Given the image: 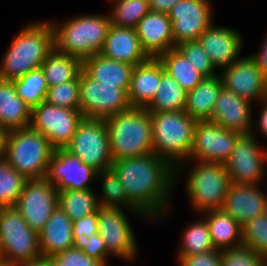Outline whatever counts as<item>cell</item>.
<instances>
[{
  "mask_svg": "<svg viewBox=\"0 0 267 266\" xmlns=\"http://www.w3.org/2000/svg\"><path fill=\"white\" fill-rule=\"evenodd\" d=\"M110 169L124 187L127 199L149 221L167 216L176 184L175 169L166 160L152 152L115 160Z\"/></svg>",
  "mask_w": 267,
  "mask_h": 266,
  "instance_id": "cell-1",
  "label": "cell"
},
{
  "mask_svg": "<svg viewBox=\"0 0 267 266\" xmlns=\"http://www.w3.org/2000/svg\"><path fill=\"white\" fill-rule=\"evenodd\" d=\"M54 49V31L50 21H33L20 29L3 55L0 79L12 81L41 68Z\"/></svg>",
  "mask_w": 267,
  "mask_h": 266,
  "instance_id": "cell-2",
  "label": "cell"
},
{
  "mask_svg": "<svg viewBox=\"0 0 267 266\" xmlns=\"http://www.w3.org/2000/svg\"><path fill=\"white\" fill-rule=\"evenodd\" d=\"M152 122L153 153L166 160L175 169V184L178 175L187 165L193 145L197 120L185 111L149 112Z\"/></svg>",
  "mask_w": 267,
  "mask_h": 266,
  "instance_id": "cell-3",
  "label": "cell"
},
{
  "mask_svg": "<svg viewBox=\"0 0 267 266\" xmlns=\"http://www.w3.org/2000/svg\"><path fill=\"white\" fill-rule=\"evenodd\" d=\"M54 31V48L84 60L100 54L111 26L110 14H80L66 21H50Z\"/></svg>",
  "mask_w": 267,
  "mask_h": 266,
  "instance_id": "cell-4",
  "label": "cell"
},
{
  "mask_svg": "<svg viewBox=\"0 0 267 266\" xmlns=\"http://www.w3.org/2000/svg\"><path fill=\"white\" fill-rule=\"evenodd\" d=\"M113 161L153 152L152 122L145 108L131 109L105 119Z\"/></svg>",
  "mask_w": 267,
  "mask_h": 266,
  "instance_id": "cell-5",
  "label": "cell"
},
{
  "mask_svg": "<svg viewBox=\"0 0 267 266\" xmlns=\"http://www.w3.org/2000/svg\"><path fill=\"white\" fill-rule=\"evenodd\" d=\"M54 151L42 133L27 127L9 132L4 159L28 180L44 179Z\"/></svg>",
  "mask_w": 267,
  "mask_h": 266,
  "instance_id": "cell-6",
  "label": "cell"
},
{
  "mask_svg": "<svg viewBox=\"0 0 267 266\" xmlns=\"http://www.w3.org/2000/svg\"><path fill=\"white\" fill-rule=\"evenodd\" d=\"M186 177L185 192L198 213L221 209L232 184L225 164L194 161Z\"/></svg>",
  "mask_w": 267,
  "mask_h": 266,
  "instance_id": "cell-7",
  "label": "cell"
},
{
  "mask_svg": "<svg viewBox=\"0 0 267 266\" xmlns=\"http://www.w3.org/2000/svg\"><path fill=\"white\" fill-rule=\"evenodd\" d=\"M0 241L5 261L19 264L41 257L38 233L14 206L0 208Z\"/></svg>",
  "mask_w": 267,
  "mask_h": 266,
  "instance_id": "cell-8",
  "label": "cell"
},
{
  "mask_svg": "<svg viewBox=\"0 0 267 266\" xmlns=\"http://www.w3.org/2000/svg\"><path fill=\"white\" fill-rule=\"evenodd\" d=\"M65 149L98 173L111 168L113 159L104 119L83 118Z\"/></svg>",
  "mask_w": 267,
  "mask_h": 266,
  "instance_id": "cell-9",
  "label": "cell"
},
{
  "mask_svg": "<svg viewBox=\"0 0 267 266\" xmlns=\"http://www.w3.org/2000/svg\"><path fill=\"white\" fill-rule=\"evenodd\" d=\"M80 107L84 118L107 119L108 117L132 108L128 91L118 85L100 84L83 71L79 74Z\"/></svg>",
  "mask_w": 267,
  "mask_h": 266,
  "instance_id": "cell-10",
  "label": "cell"
},
{
  "mask_svg": "<svg viewBox=\"0 0 267 266\" xmlns=\"http://www.w3.org/2000/svg\"><path fill=\"white\" fill-rule=\"evenodd\" d=\"M254 132L238 136L225 163L232 183L255 185L264 182L267 148L259 145Z\"/></svg>",
  "mask_w": 267,
  "mask_h": 266,
  "instance_id": "cell-11",
  "label": "cell"
},
{
  "mask_svg": "<svg viewBox=\"0 0 267 266\" xmlns=\"http://www.w3.org/2000/svg\"><path fill=\"white\" fill-rule=\"evenodd\" d=\"M79 110L64 108L46 101L34 107L30 127L42 133L56 148H65L83 119Z\"/></svg>",
  "mask_w": 267,
  "mask_h": 266,
  "instance_id": "cell-12",
  "label": "cell"
},
{
  "mask_svg": "<svg viewBox=\"0 0 267 266\" xmlns=\"http://www.w3.org/2000/svg\"><path fill=\"white\" fill-rule=\"evenodd\" d=\"M239 135V132L222 128L210 120H197L187 161L225 164Z\"/></svg>",
  "mask_w": 267,
  "mask_h": 266,
  "instance_id": "cell-13",
  "label": "cell"
},
{
  "mask_svg": "<svg viewBox=\"0 0 267 266\" xmlns=\"http://www.w3.org/2000/svg\"><path fill=\"white\" fill-rule=\"evenodd\" d=\"M126 210L99 207L98 234L112 257L129 262L137 257L138 247Z\"/></svg>",
  "mask_w": 267,
  "mask_h": 266,
  "instance_id": "cell-14",
  "label": "cell"
},
{
  "mask_svg": "<svg viewBox=\"0 0 267 266\" xmlns=\"http://www.w3.org/2000/svg\"><path fill=\"white\" fill-rule=\"evenodd\" d=\"M57 206L58 191L44 178L28 180L14 207L30 228L39 233Z\"/></svg>",
  "mask_w": 267,
  "mask_h": 266,
  "instance_id": "cell-15",
  "label": "cell"
},
{
  "mask_svg": "<svg viewBox=\"0 0 267 266\" xmlns=\"http://www.w3.org/2000/svg\"><path fill=\"white\" fill-rule=\"evenodd\" d=\"M97 173L67 149L56 148L49 160L45 179L56 187L57 191H86L94 189L91 184L96 183Z\"/></svg>",
  "mask_w": 267,
  "mask_h": 266,
  "instance_id": "cell-16",
  "label": "cell"
},
{
  "mask_svg": "<svg viewBox=\"0 0 267 266\" xmlns=\"http://www.w3.org/2000/svg\"><path fill=\"white\" fill-rule=\"evenodd\" d=\"M213 9L209 0H181L168 12L172 21L174 46L198 40L213 23Z\"/></svg>",
  "mask_w": 267,
  "mask_h": 266,
  "instance_id": "cell-17",
  "label": "cell"
},
{
  "mask_svg": "<svg viewBox=\"0 0 267 266\" xmlns=\"http://www.w3.org/2000/svg\"><path fill=\"white\" fill-rule=\"evenodd\" d=\"M220 71L223 87L227 90L252 103L264 100L267 79L251 55L241 57Z\"/></svg>",
  "mask_w": 267,
  "mask_h": 266,
  "instance_id": "cell-18",
  "label": "cell"
},
{
  "mask_svg": "<svg viewBox=\"0 0 267 266\" xmlns=\"http://www.w3.org/2000/svg\"><path fill=\"white\" fill-rule=\"evenodd\" d=\"M198 41L217 70L240 59L244 45L242 34L238 30L215 26L213 23L200 35Z\"/></svg>",
  "mask_w": 267,
  "mask_h": 266,
  "instance_id": "cell-19",
  "label": "cell"
},
{
  "mask_svg": "<svg viewBox=\"0 0 267 266\" xmlns=\"http://www.w3.org/2000/svg\"><path fill=\"white\" fill-rule=\"evenodd\" d=\"M241 226L267 212V198L260 184L232 183L221 208Z\"/></svg>",
  "mask_w": 267,
  "mask_h": 266,
  "instance_id": "cell-20",
  "label": "cell"
},
{
  "mask_svg": "<svg viewBox=\"0 0 267 266\" xmlns=\"http://www.w3.org/2000/svg\"><path fill=\"white\" fill-rule=\"evenodd\" d=\"M253 103L222 87L210 121L240 134L253 132Z\"/></svg>",
  "mask_w": 267,
  "mask_h": 266,
  "instance_id": "cell-21",
  "label": "cell"
},
{
  "mask_svg": "<svg viewBox=\"0 0 267 266\" xmlns=\"http://www.w3.org/2000/svg\"><path fill=\"white\" fill-rule=\"evenodd\" d=\"M135 31L143 50L151 58L175 48L168 13L149 11L137 23Z\"/></svg>",
  "mask_w": 267,
  "mask_h": 266,
  "instance_id": "cell-22",
  "label": "cell"
},
{
  "mask_svg": "<svg viewBox=\"0 0 267 266\" xmlns=\"http://www.w3.org/2000/svg\"><path fill=\"white\" fill-rule=\"evenodd\" d=\"M100 54L108 59L136 66L150 57L143 50L135 28L111 24Z\"/></svg>",
  "mask_w": 267,
  "mask_h": 266,
  "instance_id": "cell-23",
  "label": "cell"
},
{
  "mask_svg": "<svg viewBox=\"0 0 267 266\" xmlns=\"http://www.w3.org/2000/svg\"><path fill=\"white\" fill-rule=\"evenodd\" d=\"M162 77V64L158 58H149L134 66L128 91L132 107L145 108L154 98Z\"/></svg>",
  "mask_w": 267,
  "mask_h": 266,
  "instance_id": "cell-24",
  "label": "cell"
},
{
  "mask_svg": "<svg viewBox=\"0 0 267 266\" xmlns=\"http://www.w3.org/2000/svg\"><path fill=\"white\" fill-rule=\"evenodd\" d=\"M73 225L71 219L58 205L45 226L38 233L41 256L54 257L73 247Z\"/></svg>",
  "mask_w": 267,
  "mask_h": 266,
  "instance_id": "cell-25",
  "label": "cell"
},
{
  "mask_svg": "<svg viewBox=\"0 0 267 266\" xmlns=\"http://www.w3.org/2000/svg\"><path fill=\"white\" fill-rule=\"evenodd\" d=\"M134 66L94 54L82 60V71L100 84L118 85L129 89Z\"/></svg>",
  "mask_w": 267,
  "mask_h": 266,
  "instance_id": "cell-26",
  "label": "cell"
},
{
  "mask_svg": "<svg viewBox=\"0 0 267 266\" xmlns=\"http://www.w3.org/2000/svg\"><path fill=\"white\" fill-rule=\"evenodd\" d=\"M31 112L12 82L0 79V125L9 131L30 127Z\"/></svg>",
  "mask_w": 267,
  "mask_h": 266,
  "instance_id": "cell-27",
  "label": "cell"
},
{
  "mask_svg": "<svg viewBox=\"0 0 267 266\" xmlns=\"http://www.w3.org/2000/svg\"><path fill=\"white\" fill-rule=\"evenodd\" d=\"M222 87L219 74L205 77L194 89L187 92L184 111L196 120H209Z\"/></svg>",
  "mask_w": 267,
  "mask_h": 266,
  "instance_id": "cell-28",
  "label": "cell"
},
{
  "mask_svg": "<svg viewBox=\"0 0 267 266\" xmlns=\"http://www.w3.org/2000/svg\"><path fill=\"white\" fill-rule=\"evenodd\" d=\"M201 215L207 222L215 249L224 250L243 244L242 226L222 209L209 210Z\"/></svg>",
  "mask_w": 267,
  "mask_h": 266,
  "instance_id": "cell-29",
  "label": "cell"
},
{
  "mask_svg": "<svg viewBox=\"0 0 267 266\" xmlns=\"http://www.w3.org/2000/svg\"><path fill=\"white\" fill-rule=\"evenodd\" d=\"M41 68L48 87H52L77 79L82 71V60L78 57L58 52L54 48L47 55Z\"/></svg>",
  "mask_w": 267,
  "mask_h": 266,
  "instance_id": "cell-30",
  "label": "cell"
},
{
  "mask_svg": "<svg viewBox=\"0 0 267 266\" xmlns=\"http://www.w3.org/2000/svg\"><path fill=\"white\" fill-rule=\"evenodd\" d=\"M187 92L162 66V77L152 101L145 107L148 112L184 111Z\"/></svg>",
  "mask_w": 267,
  "mask_h": 266,
  "instance_id": "cell-31",
  "label": "cell"
},
{
  "mask_svg": "<svg viewBox=\"0 0 267 266\" xmlns=\"http://www.w3.org/2000/svg\"><path fill=\"white\" fill-rule=\"evenodd\" d=\"M157 58L164 71L171 75L186 92L194 89L205 78L176 48L160 54Z\"/></svg>",
  "mask_w": 267,
  "mask_h": 266,
  "instance_id": "cell-32",
  "label": "cell"
},
{
  "mask_svg": "<svg viewBox=\"0 0 267 266\" xmlns=\"http://www.w3.org/2000/svg\"><path fill=\"white\" fill-rule=\"evenodd\" d=\"M98 179L102 189L101 197L97 198L100 207L128 208L129 213L132 211L136 216L149 220L127 199L124 187L111 169L97 173L96 181Z\"/></svg>",
  "mask_w": 267,
  "mask_h": 266,
  "instance_id": "cell-33",
  "label": "cell"
},
{
  "mask_svg": "<svg viewBox=\"0 0 267 266\" xmlns=\"http://www.w3.org/2000/svg\"><path fill=\"white\" fill-rule=\"evenodd\" d=\"M96 195L94 189L58 191V205L71 221H76L99 209L98 196Z\"/></svg>",
  "mask_w": 267,
  "mask_h": 266,
  "instance_id": "cell-34",
  "label": "cell"
},
{
  "mask_svg": "<svg viewBox=\"0 0 267 266\" xmlns=\"http://www.w3.org/2000/svg\"><path fill=\"white\" fill-rule=\"evenodd\" d=\"M17 95L31 108L46 100L48 85L42 68L29 71L21 78L11 81Z\"/></svg>",
  "mask_w": 267,
  "mask_h": 266,
  "instance_id": "cell-35",
  "label": "cell"
},
{
  "mask_svg": "<svg viewBox=\"0 0 267 266\" xmlns=\"http://www.w3.org/2000/svg\"><path fill=\"white\" fill-rule=\"evenodd\" d=\"M215 249L206 220L201 217L190 223L182 234L181 244L176 256H189Z\"/></svg>",
  "mask_w": 267,
  "mask_h": 266,
  "instance_id": "cell-36",
  "label": "cell"
},
{
  "mask_svg": "<svg viewBox=\"0 0 267 266\" xmlns=\"http://www.w3.org/2000/svg\"><path fill=\"white\" fill-rule=\"evenodd\" d=\"M112 5L111 23L118 27L135 28L149 10L148 0H109Z\"/></svg>",
  "mask_w": 267,
  "mask_h": 266,
  "instance_id": "cell-37",
  "label": "cell"
},
{
  "mask_svg": "<svg viewBox=\"0 0 267 266\" xmlns=\"http://www.w3.org/2000/svg\"><path fill=\"white\" fill-rule=\"evenodd\" d=\"M28 179L0 159V208L15 206Z\"/></svg>",
  "mask_w": 267,
  "mask_h": 266,
  "instance_id": "cell-38",
  "label": "cell"
},
{
  "mask_svg": "<svg viewBox=\"0 0 267 266\" xmlns=\"http://www.w3.org/2000/svg\"><path fill=\"white\" fill-rule=\"evenodd\" d=\"M243 245L267 259V212L242 226Z\"/></svg>",
  "mask_w": 267,
  "mask_h": 266,
  "instance_id": "cell-39",
  "label": "cell"
},
{
  "mask_svg": "<svg viewBox=\"0 0 267 266\" xmlns=\"http://www.w3.org/2000/svg\"><path fill=\"white\" fill-rule=\"evenodd\" d=\"M175 48L188 60V62L204 77H213L219 74L217 68L202 48L198 40L183 42Z\"/></svg>",
  "mask_w": 267,
  "mask_h": 266,
  "instance_id": "cell-40",
  "label": "cell"
},
{
  "mask_svg": "<svg viewBox=\"0 0 267 266\" xmlns=\"http://www.w3.org/2000/svg\"><path fill=\"white\" fill-rule=\"evenodd\" d=\"M80 82L75 80L48 87L46 102L64 108L79 110L80 107Z\"/></svg>",
  "mask_w": 267,
  "mask_h": 266,
  "instance_id": "cell-41",
  "label": "cell"
},
{
  "mask_svg": "<svg viewBox=\"0 0 267 266\" xmlns=\"http://www.w3.org/2000/svg\"><path fill=\"white\" fill-rule=\"evenodd\" d=\"M221 266H267V259L242 244L222 250Z\"/></svg>",
  "mask_w": 267,
  "mask_h": 266,
  "instance_id": "cell-42",
  "label": "cell"
},
{
  "mask_svg": "<svg viewBox=\"0 0 267 266\" xmlns=\"http://www.w3.org/2000/svg\"><path fill=\"white\" fill-rule=\"evenodd\" d=\"M99 209L93 214L72 221L73 247L81 250L91 239L92 232H98Z\"/></svg>",
  "mask_w": 267,
  "mask_h": 266,
  "instance_id": "cell-43",
  "label": "cell"
},
{
  "mask_svg": "<svg viewBox=\"0 0 267 266\" xmlns=\"http://www.w3.org/2000/svg\"><path fill=\"white\" fill-rule=\"evenodd\" d=\"M53 266H105L101 261L90 258L81 250L71 247L52 257Z\"/></svg>",
  "mask_w": 267,
  "mask_h": 266,
  "instance_id": "cell-44",
  "label": "cell"
},
{
  "mask_svg": "<svg viewBox=\"0 0 267 266\" xmlns=\"http://www.w3.org/2000/svg\"><path fill=\"white\" fill-rule=\"evenodd\" d=\"M222 250L213 249L208 252L189 256H176L179 266H221Z\"/></svg>",
  "mask_w": 267,
  "mask_h": 266,
  "instance_id": "cell-45",
  "label": "cell"
},
{
  "mask_svg": "<svg viewBox=\"0 0 267 266\" xmlns=\"http://www.w3.org/2000/svg\"><path fill=\"white\" fill-rule=\"evenodd\" d=\"M81 251L90 258L101 261L105 266L108 265V257L112 256L107 251L104 240L98 232H92L91 239L88 241L87 245L82 247Z\"/></svg>",
  "mask_w": 267,
  "mask_h": 266,
  "instance_id": "cell-46",
  "label": "cell"
},
{
  "mask_svg": "<svg viewBox=\"0 0 267 266\" xmlns=\"http://www.w3.org/2000/svg\"><path fill=\"white\" fill-rule=\"evenodd\" d=\"M181 0H148L149 10L168 13Z\"/></svg>",
  "mask_w": 267,
  "mask_h": 266,
  "instance_id": "cell-47",
  "label": "cell"
},
{
  "mask_svg": "<svg viewBox=\"0 0 267 266\" xmlns=\"http://www.w3.org/2000/svg\"><path fill=\"white\" fill-rule=\"evenodd\" d=\"M261 45L260 51L256 54H252L251 56L257 62L258 67L267 79V37H265V40Z\"/></svg>",
  "mask_w": 267,
  "mask_h": 266,
  "instance_id": "cell-48",
  "label": "cell"
},
{
  "mask_svg": "<svg viewBox=\"0 0 267 266\" xmlns=\"http://www.w3.org/2000/svg\"><path fill=\"white\" fill-rule=\"evenodd\" d=\"M261 104L262 110L259 112V120H257L258 122L256 123V125H253V131L255 130L254 128H256L259 134H261L262 136L264 135L263 137L267 138V101L262 100Z\"/></svg>",
  "mask_w": 267,
  "mask_h": 266,
  "instance_id": "cell-49",
  "label": "cell"
},
{
  "mask_svg": "<svg viewBox=\"0 0 267 266\" xmlns=\"http://www.w3.org/2000/svg\"><path fill=\"white\" fill-rule=\"evenodd\" d=\"M17 266H53L52 257H39L30 261H25L17 264Z\"/></svg>",
  "mask_w": 267,
  "mask_h": 266,
  "instance_id": "cell-50",
  "label": "cell"
},
{
  "mask_svg": "<svg viewBox=\"0 0 267 266\" xmlns=\"http://www.w3.org/2000/svg\"><path fill=\"white\" fill-rule=\"evenodd\" d=\"M9 130L0 125V159L5 158Z\"/></svg>",
  "mask_w": 267,
  "mask_h": 266,
  "instance_id": "cell-51",
  "label": "cell"
},
{
  "mask_svg": "<svg viewBox=\"0 0 267 266\" xmlns=\"http://www.w3.org/2000/svg\"><path fill=\"white\" fill-rule=\"evenodd\" d=\"M0 266H17V264H14L12 262H8V261H2L0 262Z\"/></svg>",
  "mask_w": 267,
  "mask_h": 266,
  "instance_id": "cell-52",
  "label": "cell"
},
{
  "mask_svg": "<svg viewBox=\"0 0 267 266\" xmlns=\"http://www.w3.org/2000/svg\"><path fill=\"white\" fill-rule=\"evenodd\" d=\"M4 255H3V250H2V246H1V241H0V262L4 261Z\"/></svg>",
  "mask_w": 267,
  "mask_h": 266,
  "instance_id": "cell-53",
  "label": "cell"
},
{
  "mask_svg": "<svg viewBox=\"0 0 267 266\" xmlns=\"http://www.w3.org/2000/svg\"><path fill=\"white\" fill-rule=\"evenodd\" d=\"M265 101H267V88H266V93H265V98H264Z\"/></svg>",
  "mask_w": 267,
  "mask_h": 266,
  "instance_id": "cell-54",
  "label": "cell"
}]
</instances>
